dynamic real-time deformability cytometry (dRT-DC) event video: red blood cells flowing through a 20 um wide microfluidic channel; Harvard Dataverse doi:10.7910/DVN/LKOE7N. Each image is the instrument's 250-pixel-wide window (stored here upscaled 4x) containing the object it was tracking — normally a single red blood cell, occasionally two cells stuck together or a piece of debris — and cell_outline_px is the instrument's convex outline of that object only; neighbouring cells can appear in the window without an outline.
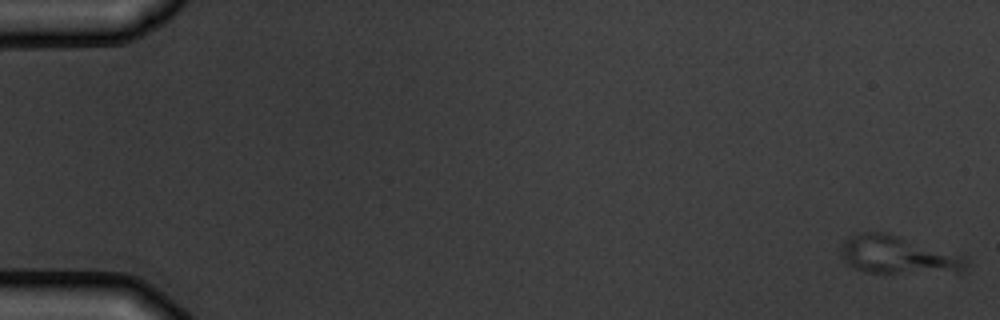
{"species": "common noctule bat (a hibernating species)", "species_latin": "Nyctalus noctula", "temperature_condition": "warm", "stored_images_in_passage": 5, "camera_frame_rate_fps": 3000, "um_per_image_px": 0.085, "animal": {"sex": "male", "body_mass_g": 19.5, "forearm_length_mm": 54.6}, "frame": {"image": 1, "passage_image": 1, "time_ms": 0.0, "image_size_px": [1000, 320], "cell_outline_px": [[968, 264], [964, 272], [864, 272], [852, 268], [840, 256], [840, 248], [844, 240], [848, 236], [860, 232], [888, 232], [968, 256]], "centroid_in_image_um": [76.34, 21.65], "position_along_channel_um": 8.7, "area_um2": 28.21}}
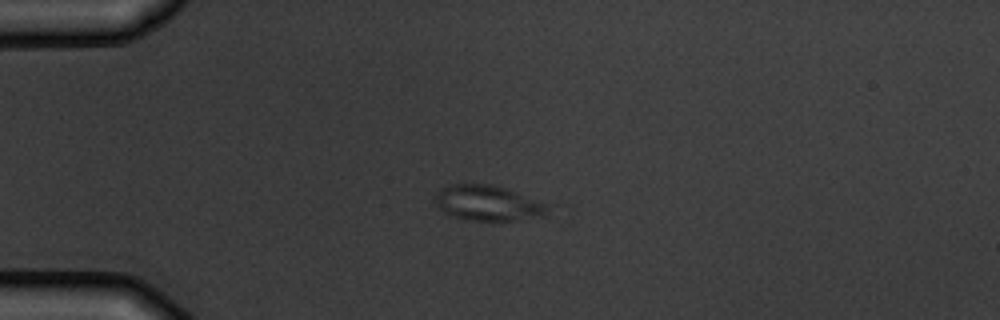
{"frame": {"image": 2, "passage_image": 4, "time_ms": 4.333, "image_size_px": [1000, 320], "cell_outline_px": [[548, 208], [544, 216], [516, 220], [460, 220], [440, 212], [436, 204], [436, 192], [440, 188], [448, 184], [488, 184], [504, 188], [548, 204]], "centroid_in_image_um": [41.38, 17.27], "position_along_channel_um": 43.6, "area_um2": 23.24}}